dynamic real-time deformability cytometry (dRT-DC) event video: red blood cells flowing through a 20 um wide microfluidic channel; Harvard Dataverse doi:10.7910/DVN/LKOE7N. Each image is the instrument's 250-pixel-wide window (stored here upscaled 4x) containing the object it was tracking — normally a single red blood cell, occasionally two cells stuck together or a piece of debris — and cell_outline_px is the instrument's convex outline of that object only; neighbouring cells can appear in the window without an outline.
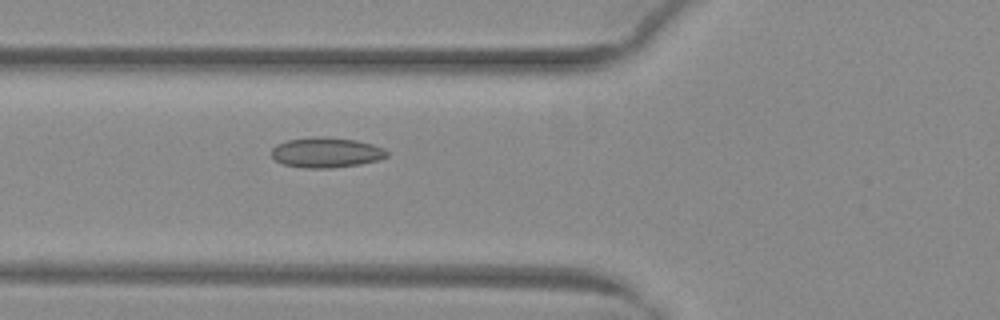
{"species": "common noctule bat (a hibernating species)", "species_latin": "Nyctalus noctula", "temperature_condition": "warm", "stored_images_in_passage": 53, "camera_frame_rate_fps": 3000, "um_per_image_px": 0.085, "animal": {"sex": "female", "body_mass_g": 29.2, "forearm_length_mm": 56.3}, "frame": {"image": 1, "passage_image": 21, "time_ms": 6.667, "image_size_px": [1000, 320], "cell_outline_px": [[388, 156], [380, 160], [360, 164], [328, 168], [304, 168], [284, 164], [276, 160], [272, 156], [272, 148], [276, 144], [288, 140], [312, 136], [324, 136], [356, 140], [372, 144], [384, 148], [388, 152]], "centroid_in_image_um": [27.74, 12.95], "position_along_channel_um": 98.1, "area_um2": 20.4}}
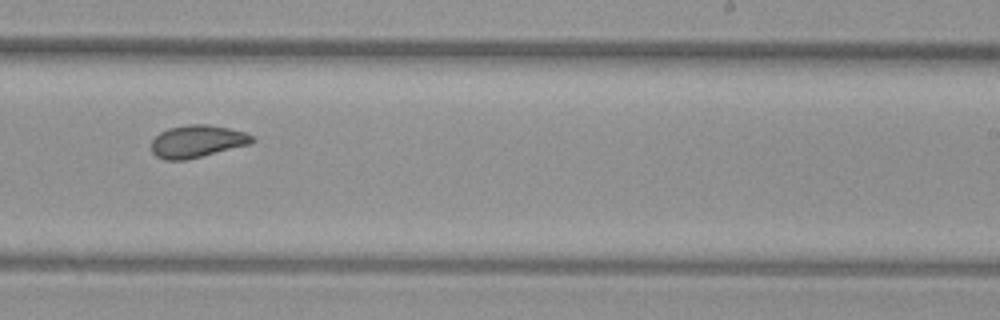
{"frame": {"image": 2, "passage_image": 34, "time_ms": 11.0, "image_size_px": [1000, 320], "cell_outline_px": [[256, 140], [252, 144], [184, 160], [164, 160], [156, 156], [152, 152], [152, 140], [160, 132], [168, 128], [188, 124], [208, 124], [228, 128], [244, 132], [252, 136]], "centroid_in_image_um": [16.76, 12.01], "position_along_channel_um": 272.2, "area_um2": 19.02}}
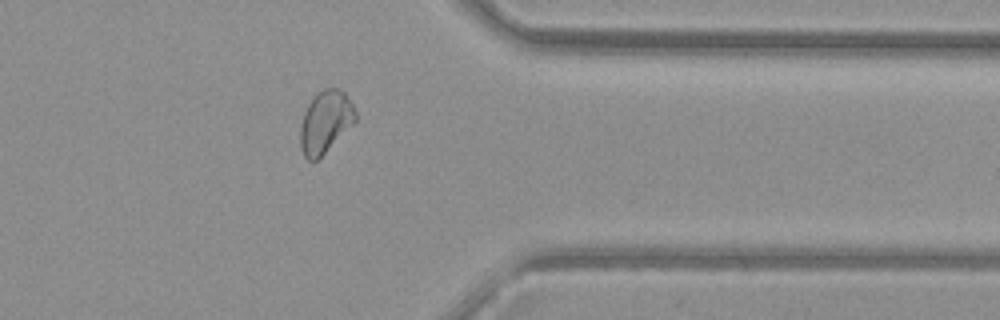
{"frame": {"image": 3, "passage_image": 43, "time_ms": 14.0, "image_size_px": [1000, 320], "cell_outline_px": [[356, 120], [316, 160], [308, 160], [304, 156], [300, 148], [300, 128], [304, 112], [308, 104], [316, 92], [324, 88], [336, 88], [344, 92], [352, 104], [356, 112]], "centroid_in_image_um": [27.63, 10.33], "position_along_channel_um": 383.8, "area_um2": 19.59}, "authors_computed_cell_mechanics": {"area_um2": 20.4034, "velocity_mm_per_s": 4.0197, "shape_relaxation_time_tau1_ms": null, "shape_relaxation_time_tau2_ms": 1.9423, "deformation_change_tau1": null, "deformation_change_tau2": 0.0584}}